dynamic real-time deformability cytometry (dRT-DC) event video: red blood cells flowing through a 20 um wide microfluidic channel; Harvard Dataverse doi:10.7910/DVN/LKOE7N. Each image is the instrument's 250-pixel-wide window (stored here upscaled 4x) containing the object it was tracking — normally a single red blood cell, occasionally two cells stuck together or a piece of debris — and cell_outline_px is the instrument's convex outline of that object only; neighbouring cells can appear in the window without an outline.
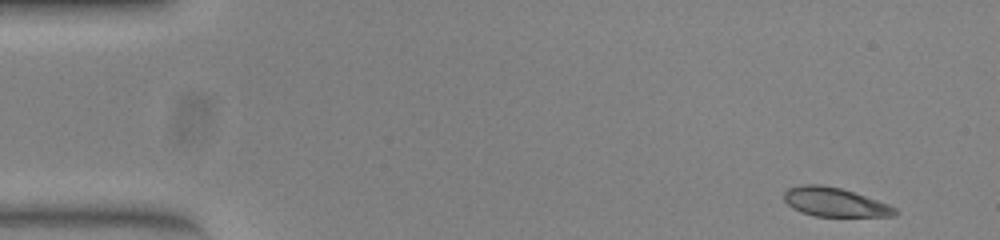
{"species": "common noctule bat (a hibernating species)", "species_latin": "Nyctalus noctula", "temperature_condition": "warm", "stored_images_in_passage": 50, "camera_frame_rate_fps": 3000, "um_per_image_px": 0.085, "animal": {"sex": "female", "body_mass_g": 23.0, "forearm_length_mm": 53.4}, "frame": {"image": 1, "passage_image": 1, "time_ms": 0.0, "image_size_px": [1000, 240], "cell_outline_px": [[896, 212], [892, 216], [816, 216], [800, 212], [792, 208], [784, 200], [784, 192], [788, 188], [800, 184], [820, 184], [840, 188], [888, 204], [896, 208]], "centroid_in_image_um": [70.89, 17.17], "position_along_channel_um": 14.1, "area_um2": 18.5}}
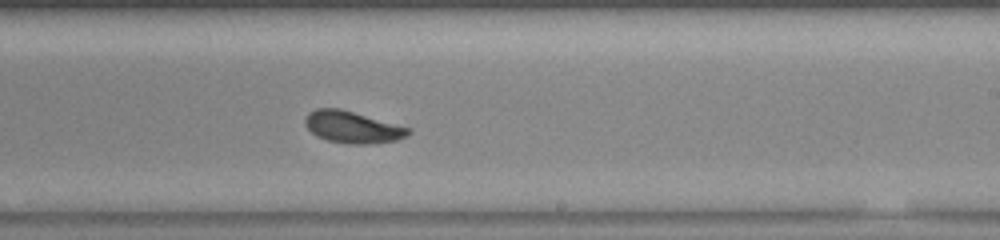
{"frame": {"image": 2, "passage_image": 29, "time_ms": 9.333, "image_size_px": [1000, 240], "cell_outline_px": [[412, 132], [396, 140], [368, 144], [348, 144], [328, 140], [316, 136], [304, 124], [304, 120], [308, 112], [316, 108], [340, 108], [408, 128]], "centroid_in_image_um": [29.89, 10.8], "position_along_channel_um": 259.1, "area_um2": 18.84}}
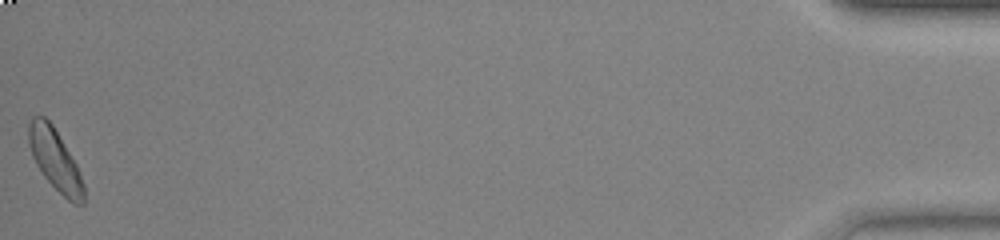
{"frame": {"image": 3, "passage_image": 50, "time_ms": 16.333, "image_size_px": [1000, 240], "cell_outline_px": [[84, 204], [72, 204], [44, 176], [36, 164], [32, 156], [28, 144], [28, 124], [32, 116], [44, 116], [52, 124], [76, 164], [84, 184]], "centroid_in_image_um": [4.67, 13.57], "position_along_channel_um": 430.5, "area_um2": 19.42}, "authors_computed_cell_mechanics": {"area_um2": 18.8717, "velocity_mm_per_s": 3.8841, "shape_relaxation_time_tau1_ms": 6.2507, "shape_relaxation_time_tau2_ms": 2.5467, "deformation_change_tau1": 0.1811, "deformation_change_tau2": 0.0607}}